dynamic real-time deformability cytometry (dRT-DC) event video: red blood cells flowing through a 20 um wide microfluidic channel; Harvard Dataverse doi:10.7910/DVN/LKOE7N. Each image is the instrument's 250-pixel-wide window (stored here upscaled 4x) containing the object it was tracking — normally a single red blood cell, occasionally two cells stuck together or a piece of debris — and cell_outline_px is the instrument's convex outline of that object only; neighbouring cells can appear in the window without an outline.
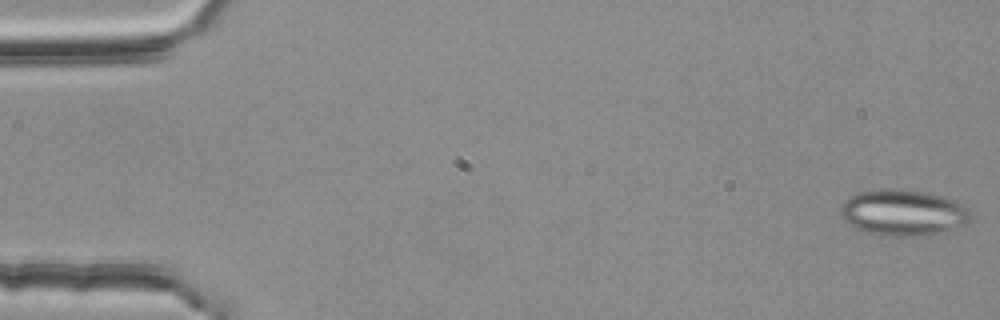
{"species": "common noctule bat (a hibernating species)", "species_latin": "Nyctalus noctula", "temperature_condition": "room temperature", "stored_images_in_passage": 4, "camera_frame_rate_fps": 3000, "um_per_image_px": 0.085, "animal": {"sex": "female", "body_mass_g": 25.1}, "frame": {"image": 1, "passage_image": 1, "time_ms": 0.0, "image_size_px": [1000, 320], "cell_outline_px": [[976, 212], [972, 220], [964, 224], [944, 232], [932, 236], [880, 236], [864, 232], [848, 224], [840, 216], [840, 204], [848, 196], [856, 192], [876, 188], [896, 188], [928, 192], [944, 196], [956, 200], [964, 204]], "centroid_in_image_um": [76.8, 18.06], "position_along_channel_um": 8.2, "area_um2": 36.47}}